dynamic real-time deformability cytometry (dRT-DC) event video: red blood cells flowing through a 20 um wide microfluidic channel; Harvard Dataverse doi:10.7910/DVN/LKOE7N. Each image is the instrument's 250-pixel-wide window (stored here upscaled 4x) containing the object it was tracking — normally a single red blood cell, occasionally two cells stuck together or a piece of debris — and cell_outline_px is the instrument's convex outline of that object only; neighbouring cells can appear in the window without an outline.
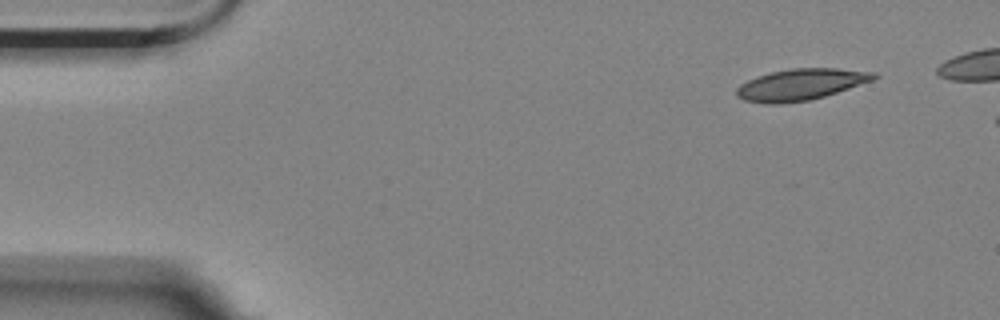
{"species": "Egyptian fruit bat (a non-hibernating species)", "species_latin": "Rousettus aegyptiacus", "temperature_condition": "room temperature", "stored_images_in_passage": 3, "camera_frame_rate_fps": 3000, "um_per_image_px": 0.085, "animal": {"sex": "female"}, "frame": {"image": 1, "passage_image": 1, "time_ms": 0.0, "image_size_px": [1000, 320], "cell_outline_px": [[880, 76], [872, 80], [824, 96], [808, 100], [772, 104], [744, 100], [736, 96], [736, 88], [740, 84], [756, 76], [772, 72], [792, 68], [836, 68], [876, 72]], "centroid_in_image_um": [68.05, 7.17], "position_along_channel_um": 17.0, "area_um2": 24.8}}